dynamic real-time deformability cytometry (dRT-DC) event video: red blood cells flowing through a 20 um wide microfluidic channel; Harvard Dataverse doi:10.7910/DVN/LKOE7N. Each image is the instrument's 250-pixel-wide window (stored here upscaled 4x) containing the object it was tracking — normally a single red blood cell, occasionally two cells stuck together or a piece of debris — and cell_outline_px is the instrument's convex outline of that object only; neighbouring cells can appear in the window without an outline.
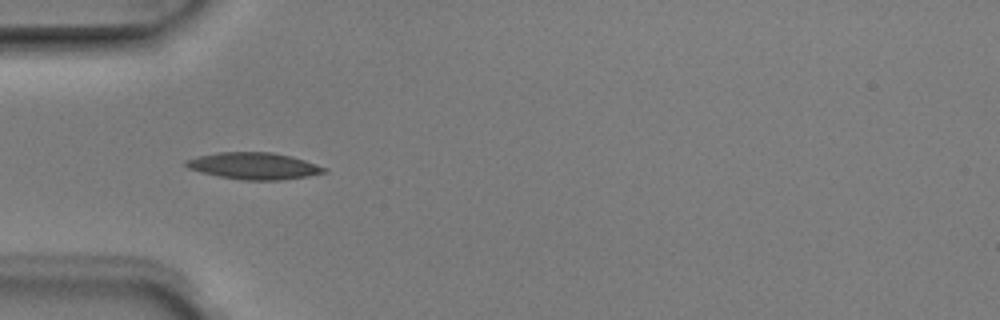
{"species": "Egyptian fruit bat (a non-hibernating species)", "species_latin": "Rousettus aegyptiacus", "temperature_condition": "room temperature", "stored_images_in_passage": 5, "camera_frame_rate_fps": 3000, "um_per_image_px": 0.085, "animal": {"sex": "male"}, "frame": {"image": 1, "passage_image": 4, "time_ms": 1.0, "image_size_px": [1000, 320], "cell_outline_px": [[328, 172], [308, 176], [280, 180], [244, 180], [220, 176], [200, 172], [188, 168], [184, 164], [184, 160], [216, 152], [272, 152], [292, 156], [328, 168]], "centroid_in_image_um": [21.6, 14.1], "position_along_channel_um": 63.4, "area_um2": 21.56}}
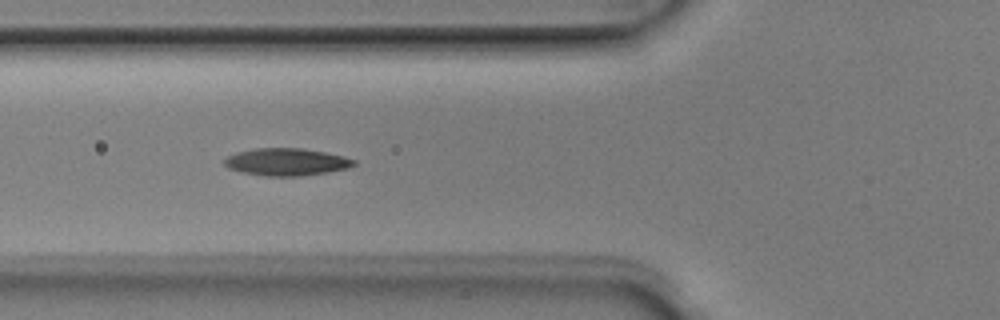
{"frame": {"image": 2, "passage_image": 5, "time_ms": 1.333, "image_size_px": [1000, 320], "cell_outline_px": [[356, 164], [348, 168], [328, 172], [300, 176], [264, 176], [240, 172], [228, 168], [224, 164], [224, 160], [228, 156], [236, 152], [256, 148], [304, 148], [344, 156], [356, 160]], "centroid_in_image_um": [24.34, 13.76], "position_along_channel_um": 101.5, "area_um2": 20.75}}